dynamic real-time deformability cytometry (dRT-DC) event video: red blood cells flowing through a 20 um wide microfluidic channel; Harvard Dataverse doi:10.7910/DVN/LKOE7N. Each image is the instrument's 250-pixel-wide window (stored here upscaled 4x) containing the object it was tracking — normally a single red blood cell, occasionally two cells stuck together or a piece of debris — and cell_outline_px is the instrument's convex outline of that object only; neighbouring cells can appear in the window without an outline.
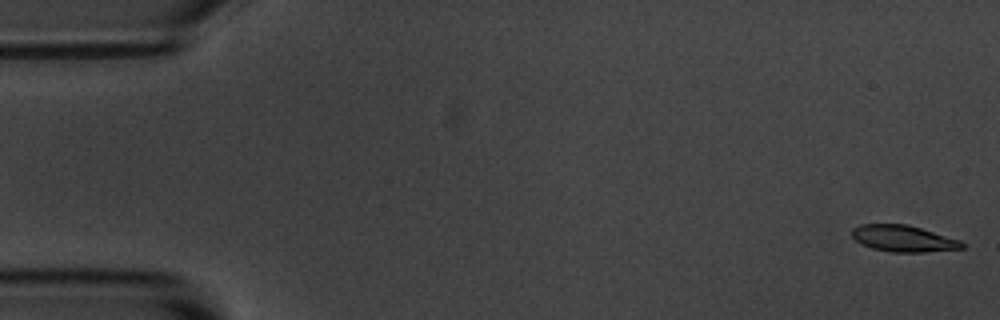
{"species": "common noctule bat (a hibernating species)", "species_latin": "Nyctalus noctula", "temperature_condition": "room temperature", "stored_images_in_passage": 5, "camera_frame_rate_fps": 3000, "um_per_image_px": 0.085, "animal": {"sex": "male", "body_mass_g": 20.1, "forearm_length_mm": 53.5}, "frame": {"image": 1, "passage_image": 1, "time_ms": 0.0, "image_size_px": [1000, 320], "cell_outline_px": [[964, 248], [924, 252], [892, 252], [872, 248], [860, 244], [852, 236], [852, 228], [860, 224], [908, 224], [960, 240], [964, 244]], "centroid_in_image_um": [76.76, 20.27], "position_along_channel_um": 8.2, "area_um2": 16.94}}
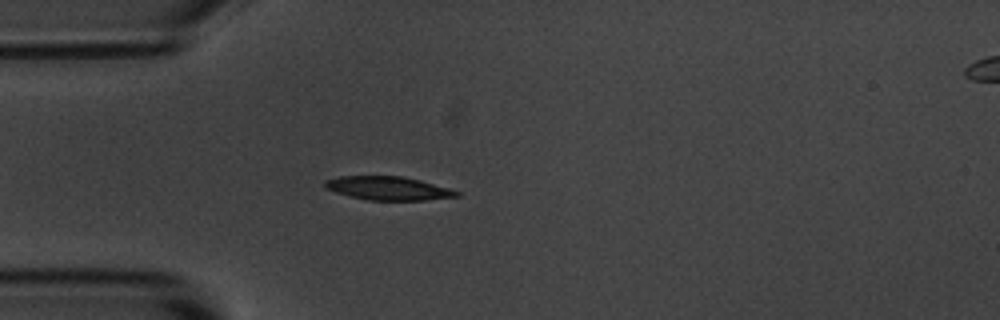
{"frame": {"image": 2, "passage_image": 5, "time_ms": 4.667, "image_size_px": [1000, 320], "cell_outline_px": [[460, 196], [424, 200], [368, 200], [336, 192], [324, 188], [324, 180], [340, 176], [400, 176], [420, 180], [448, 188], [460, 192]], "centroid_in_image_um": [32.98, 16.0], "position_along_channel_um": 52.0, "area_um2": 17.92}}